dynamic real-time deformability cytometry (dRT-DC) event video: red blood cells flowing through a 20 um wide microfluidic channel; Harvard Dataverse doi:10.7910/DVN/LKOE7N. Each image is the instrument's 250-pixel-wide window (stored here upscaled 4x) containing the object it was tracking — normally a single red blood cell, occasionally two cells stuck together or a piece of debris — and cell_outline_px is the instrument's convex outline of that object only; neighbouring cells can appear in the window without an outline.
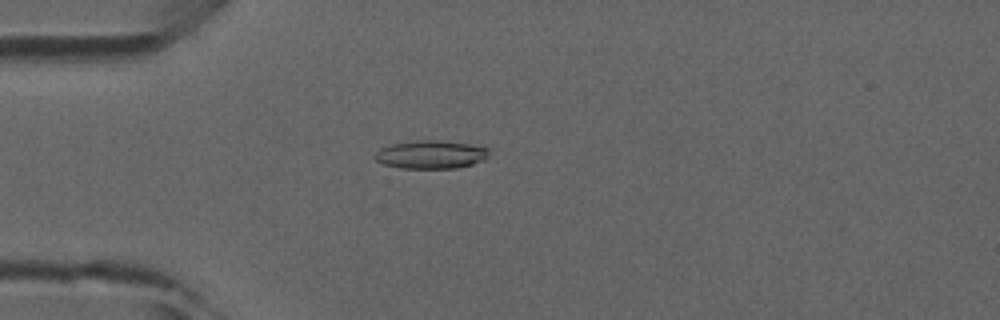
{"species": "common noctule bat (a hibernating species)", "species_latin": "Nyctalus noctula", "temperature_condition": "room temperature", "stored_images_in_passage": 4, "camera_frame_rate_fps": 3000, "um_per_image_px": 0.085, "animal": {"sex": "male", "forearm_length_mm": 52.5}, "frame": {"image": 1, "passage_image": 4, "time_ms": 4.333, "image_size_px": [1000, 320], "cell_outline_px": [[488, 160], [456, 168], [400, 168], [384, 164], [376, 160], [372, 156], [380, 148], [388, 144], [416, 140], [436, 140], [468, 144], [488, 148]], "centroid_in_image_um": [36.6, 13.13], "position_along_channel_um": 48.4, "area_um2": 18.9}}